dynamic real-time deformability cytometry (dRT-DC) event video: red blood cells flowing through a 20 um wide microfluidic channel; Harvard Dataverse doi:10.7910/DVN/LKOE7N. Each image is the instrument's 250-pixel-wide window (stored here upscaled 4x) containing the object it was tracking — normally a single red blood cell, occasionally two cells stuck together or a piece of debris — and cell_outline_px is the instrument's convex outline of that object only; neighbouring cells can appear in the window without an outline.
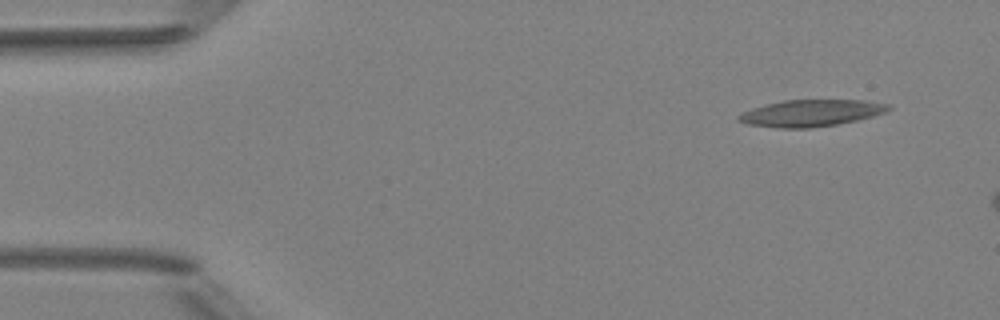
{"species": "Egyptian fruit bat (a non-hibernating species)", "species_latin": "Rousettus aegyptiacus", "temperature_condition": "room temperature", "stored_images_in_passage": 4, "camera_frame_rate_fps": 3000, "um_per_image_px": 0.085, "animal": {"sex": "female"}, "frame": {"image": 1, "passage_image": 1, "time_ms": 0.0, "image_size_px": [1000, 320], "cell_outline_px": [[892, 108], [884, 112], [872, 116], [856, 120], [836, 124], [808, 128], [780, 128], [748, 124], [736, 120], [736, 116], [752, 108], [764, 104], [784, 100], [864, 100], [892, 104]], "centroid_in_image_um": [68.93, 9.6], "position_along_channel_um": 16.1, "area_um2": 23.29}}